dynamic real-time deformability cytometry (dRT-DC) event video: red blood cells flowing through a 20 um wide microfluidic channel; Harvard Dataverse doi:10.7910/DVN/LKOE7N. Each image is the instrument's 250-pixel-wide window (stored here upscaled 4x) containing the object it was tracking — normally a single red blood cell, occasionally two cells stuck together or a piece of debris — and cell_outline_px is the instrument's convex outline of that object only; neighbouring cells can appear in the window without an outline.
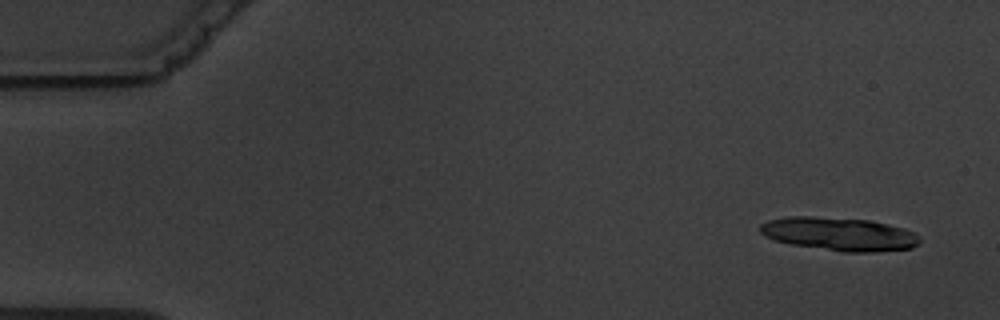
{"species": "common noctule bat (a hibernating species)", "species_latin": "Nyctalus noctula", "temperature_condition": "warm", "stored_images_in_passage": 6, "camera_frame_rate_fps": 3000, "um_per_image_px": 0.085, "animal": {"sex": "male", "body_mass_g": 19.5, "forearm_length_mm": 54.6}, "frame": {"image": 1, "passage_image": 1, "time_ms": 0.0, "image_size_px": [1000, 320], "cell_outline_px": [[920, 244], [912, 248], [872, 252], [844, 252], [788, 244], [764, 236], [760, 232], [760, 224], [768, 220], [788, 216], [808, 216], [868, 220], [888, 224], [904, 228], [916, 232], [920, 236]], "centroid_in_image_um": [71.35, 19.89], "position_along_channel_um": 13.6, "area_um2": 31.21}}